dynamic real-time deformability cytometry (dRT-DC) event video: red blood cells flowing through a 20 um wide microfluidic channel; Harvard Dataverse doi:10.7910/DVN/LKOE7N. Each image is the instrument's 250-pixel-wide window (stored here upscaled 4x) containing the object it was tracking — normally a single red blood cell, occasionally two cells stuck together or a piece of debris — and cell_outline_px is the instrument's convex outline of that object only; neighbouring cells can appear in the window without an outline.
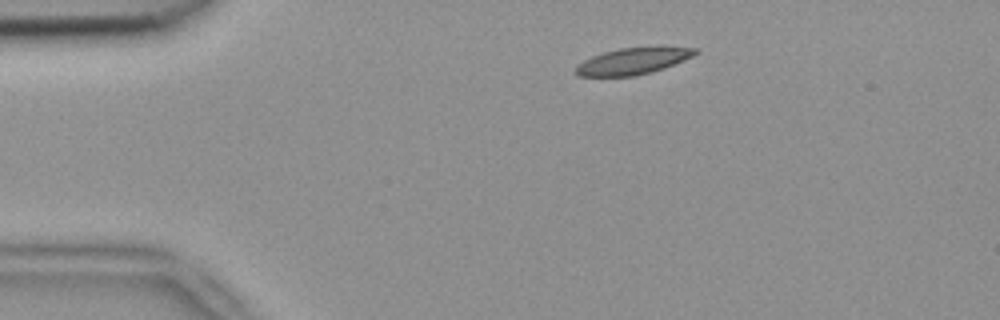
{"species": "common noctule bat (a hibernating species)", "species_latin": "Nyctalus noctula", "temperature_condition": "room temperature", "stored_images_in_passage": 4, "camera_frame_rate_fps": 3000, "um_per_image_px": 0.085, "animal": {"sex": "female", "body_mass_g": 18.4}, "frame": {"image": 1, "passage_image": 1, "time_ms": 0.0, "image_size_px": [1000, 320], "cell_outline_px": [[700, 52], [692, 56], [664, 68], [636, 76], [576, 76], [572, 72], [576, 64], [592, 56], [604, 52], [620, 48], [700, 48]], "centroid_in_image_um": [53.7, 5.22], "position_along_channel_um": 31.3, "area_um2": 18.21}}